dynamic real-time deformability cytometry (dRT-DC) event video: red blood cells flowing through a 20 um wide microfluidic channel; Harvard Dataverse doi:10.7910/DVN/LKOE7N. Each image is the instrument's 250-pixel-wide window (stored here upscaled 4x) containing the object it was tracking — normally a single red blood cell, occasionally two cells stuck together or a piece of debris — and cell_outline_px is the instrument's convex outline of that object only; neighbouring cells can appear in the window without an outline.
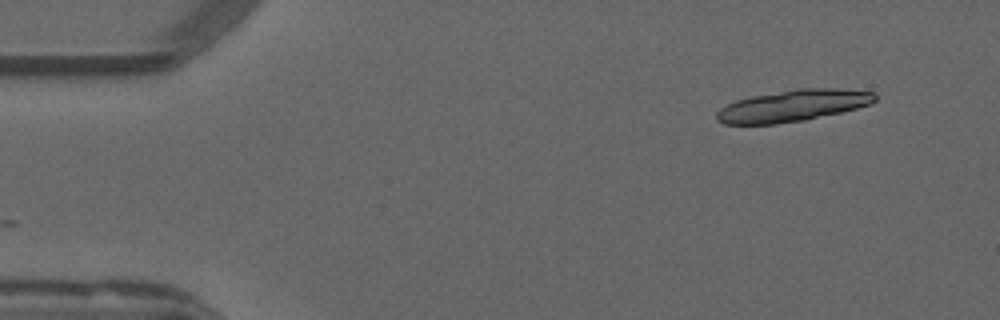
{"species": "common noctule bat (a hibernating species)", "species_latin": "Nyctalus noctula", "temperature_condition": "warm", "stored_images_in_passage": 14, "camera_frame_rate_fps": 3000, "um_per_image_px": 0.085, "animal": {"sex": "male", "forearm_length_mm": 52.5}, "frame": {"image": 1, "passage_image": 1, "time_ms": 0.0, "image_size_px": [1000, 320], "cell_outline_px": [[876, 100], [872, 104], [840, 112], [804, 120], [776, 124], [724, 124], [716, 120], [716, 112], [720, 108], [736, 100], [752, 96], [800, 88], [836, 88], [876, 92]], "centroid_in_image_um": [67.4, 8.98], "position_along_channel_um": 17.6, "area_um2": 29.07}}